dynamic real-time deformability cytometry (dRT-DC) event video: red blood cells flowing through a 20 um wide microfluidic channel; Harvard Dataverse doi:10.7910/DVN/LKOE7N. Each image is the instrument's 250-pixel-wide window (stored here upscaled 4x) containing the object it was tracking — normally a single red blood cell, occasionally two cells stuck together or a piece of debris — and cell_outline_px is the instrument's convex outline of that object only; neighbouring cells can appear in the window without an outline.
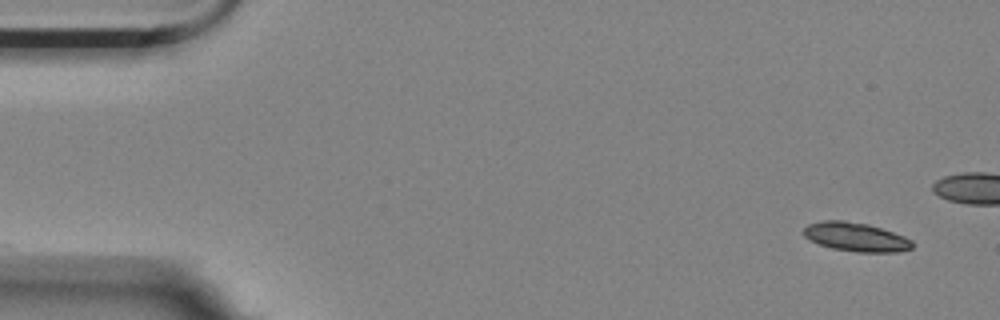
{"species": "Egyptian fruit bat (a non-hibernating species)", "species_latin": "Rousettus aegyptiacus", "temperature_condition": "room temperature", "stored_images_in_passage": 5, "camera_frame_rate_fps": 3000, "um_per_image_px": 0.085, "animal": {"sex": "female"}, "frame": {"image": 1, "passage_image": 1, "time_ms": 0.0, "image_size_px": [1000, 320], "cell_outline_px": [[912, 248], [900, 252], [856, 252], [832, 248], [820, 244], [804, 236], [804, 228], [808, 224], [820, 220], [844, 220], [868, 224], [904, 236], [912, 240]], "centroid_in_image_um": [72.75, 20.14], "position_along_channel_um": 12.2, "area_um2": 18.21}}
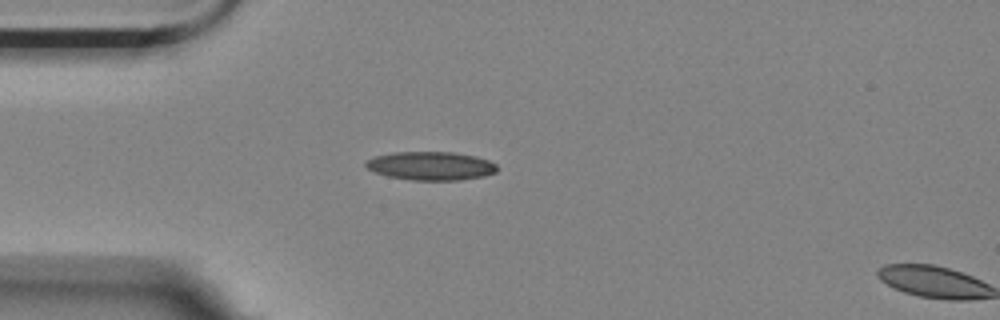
{"frame": {"image": 2, "passage_image": 5, "time_ms": 1.333, "image_size_px": [1000, 320], "cell_outline_px": [[496, 172], [484, 176], [456, 180], [412, 180], [388, 176], [376, 172], [368, 168], [364, 164], [364, 160], [376, 156], [392, 152], [452, 152], [476, 156], [488, 160], [496, 164]], "centroid_in_image_um": [36.6, 14.09], "position_along_channel_um": 48.4, "area_um2": 21.73}}